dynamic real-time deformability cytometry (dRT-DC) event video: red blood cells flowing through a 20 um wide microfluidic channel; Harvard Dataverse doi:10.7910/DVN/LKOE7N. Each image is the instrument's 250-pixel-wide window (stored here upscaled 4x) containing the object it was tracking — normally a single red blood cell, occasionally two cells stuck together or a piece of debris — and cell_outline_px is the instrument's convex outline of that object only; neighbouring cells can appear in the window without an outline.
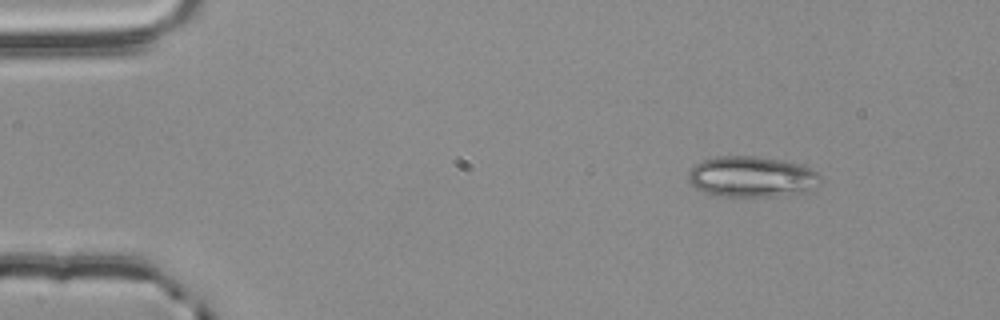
{"species": "common noctule bat (a hibernating species)", "species_latin": "Nyctalus noctula", "temperature_condition": "room temperature", "stored_images_in_passage": 3, "camera_frame_rate_fps": 3000, "um_per_image_px": 0.085, "animal": {"sex": "male", "body_mass_g": 20.4}, "frame": {"image": 1, "passage_image": 1, "time_ms": 0.0, "image_size_px": [1000, 320], "cell_outline_px": [[820, 180], [804, 192], [772, 196], [716, 196], [704, 192], [696, 188], [688, 180], [688, 172], [696, 164], [704, 160], [720, 156], [756, 156], [780, 160], [812, 168], [820, 172]], "centroid_in_image_um": [63.86, 15.02], "position_along_channel_um": 21.1, "area_um2": 31.04}}